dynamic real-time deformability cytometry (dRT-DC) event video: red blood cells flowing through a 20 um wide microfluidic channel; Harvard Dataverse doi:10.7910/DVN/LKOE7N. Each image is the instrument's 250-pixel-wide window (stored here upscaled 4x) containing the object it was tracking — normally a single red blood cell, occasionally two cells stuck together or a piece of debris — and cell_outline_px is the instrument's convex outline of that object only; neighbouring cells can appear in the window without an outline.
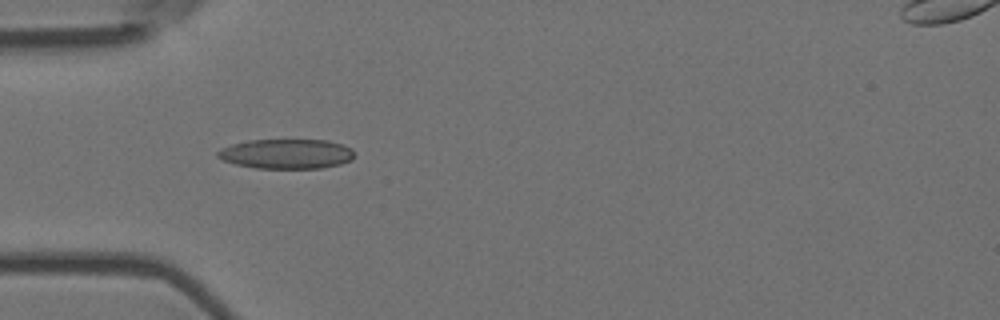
{"species": "Egyptian fruit bat (a non-hibernating species)", "species_latin": "Rousettus aegyptiacus", "temperature_condition": "room temperature", "stored_images_in_passage": 2, "camera_frame_rate_fps": 3000, "um_per_image_px": 0.085, "animal": {"sex": "female"}, "frame": {"image": 1, "passage_image": 1, "time_ms": 0.0, "image_size_px": [1000, 320], "cell_outline_px": [[352, 160], [340, 164], [320, 168], [256, 168], [236, 164], [224, 160], [216, 156], [216, 152], [220, 148], [232, 144], [248, 140], [328, 140], [344, 144], [352, 148]], "centroid_in_image_um": [24.34, 13.07], "position_along_channel_um": 60.7, "area_um2": 23.7}}
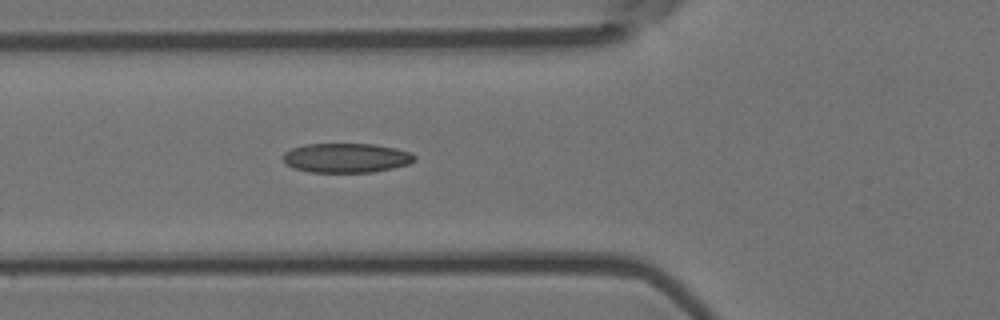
{"frame": {"image": 2, "passage_image": 2, "time_ms": 0.333, "image_size_px": [1000, 320], "cell_outline_px": [[416, 160], [408, 164], [392, 168], [372, 172], [308, 172], [292, 168], [284, 164], [284, 152], [292, 148], [304, 144], [376, 144], [396, 148], [412, 152], [416, 156]], "centroid_in_image_um": [29.43, 13.42], "position_along_channel_um": 96.4, "area_um2": 22.77}}